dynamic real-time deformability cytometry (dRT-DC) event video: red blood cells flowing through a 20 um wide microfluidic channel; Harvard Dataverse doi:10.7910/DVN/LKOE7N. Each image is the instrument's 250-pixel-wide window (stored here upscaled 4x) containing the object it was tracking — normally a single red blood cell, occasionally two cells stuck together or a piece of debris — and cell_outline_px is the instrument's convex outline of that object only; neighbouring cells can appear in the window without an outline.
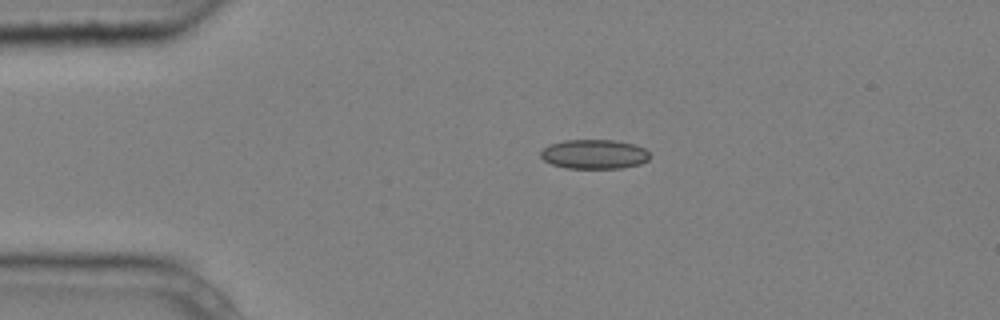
{"species": "common noctule bat (a hibernating species)", "species_latin": "Nyctalus noctula", "temperature_condition": "cold", "stored_images_in_passage": 5, "camera_frame_rate_fps": 3000, "um_per_image_px": 0.085, "animal": {"sex": "male", "body_mass_g": 20.4}, "frame": {"image": 1, "passage_image": 4, "time_ms": 1.0, "image_size_px": [1000, 320], "cell_outline_px": [[648, 160], [640, 164], [620, 168], [568, 168], [552, 164], [544, 160], [540, 156], [540, 152], [548, 144], [564, 140], [616, 140], [636, 144], [644, 148], [648, 152]], "centroid_in_image_um": [50.5, 13.09], "position_along_channel_um": 34.5, "area_um2": 18.73}}
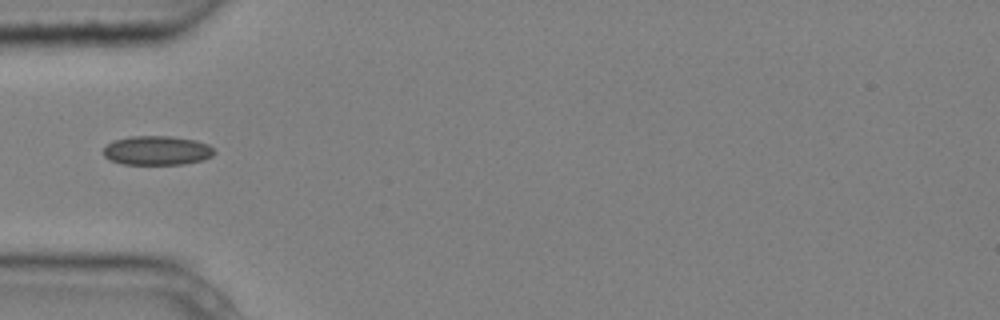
{"frame": {"image": 2, "passage_image": 5, "time_ms": 1.333, "image_size_px": [1000, 320], "cell_outline_px": [[216, 152], [212, 156], [204, 160], [184, 164], [124, 164], [112, 160], [104, 156], [104, 148], [108, 144], [116, 140], [132, 136], [172, 136], [196, 140], [208, 144]], "centroid_in_image_um": [13.4, 12.79], "position_along_channel_um": 71.6, "area_um2": 18.79}}